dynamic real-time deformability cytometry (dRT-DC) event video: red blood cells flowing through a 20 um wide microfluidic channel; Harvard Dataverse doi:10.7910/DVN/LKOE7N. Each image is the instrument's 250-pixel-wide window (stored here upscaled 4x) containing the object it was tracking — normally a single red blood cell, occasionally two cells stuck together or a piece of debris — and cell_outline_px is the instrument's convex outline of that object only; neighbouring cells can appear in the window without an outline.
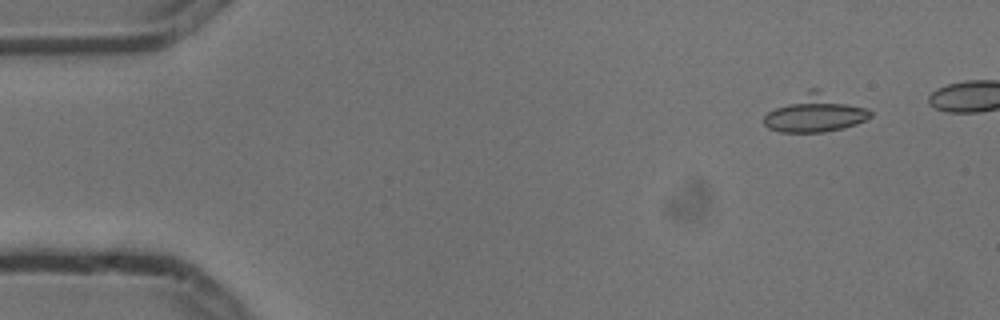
{"species": "common noctule bat (a hibernating species)", "species_latin": "Nyctalus noctula", "temperature_condition": "cold", "stored_images_in_passage": 7, "camera_frame_rate_fps": 3000, "um_per_image_px": 0.085, "animal": {"sex": "male", "body_mass_g": 13.3}, "frame": {"image": 1, "passage_image": 1, "time_ms": 0.0, "image_size_px": [1000, 320], "cell_outline_px": [[872, 116], [856, 124], [824, 132], [780, 132], [768, 128], [764, 124], [764, 116], [768, 112], [808, 88], [816, 88], [868, 108], [872, 112]], "centroid_in_image_um": [69.3, 9.62], "position_along_channel_um": 15.7, "area_um2": 23.06}}
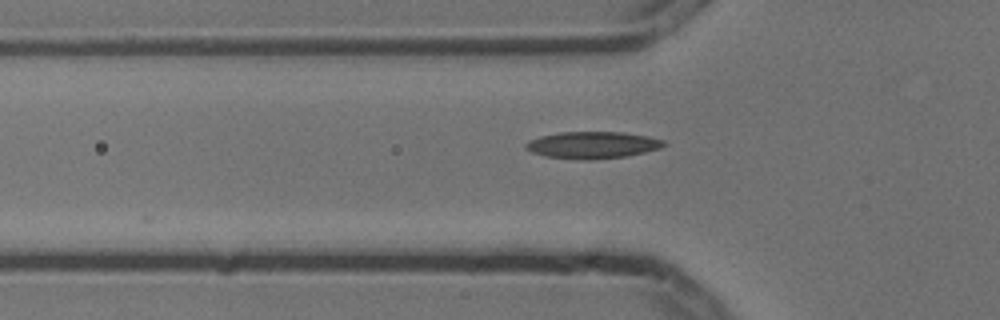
{"frame": {"image": 2, "passage_image": 7, "time_ms": 2.0, "image_size_px": [1000, 320], "cell_outline_px": [[668, 144], [660, 148], [644, 152], [624, 156], [592, 160], [580, 160], [544, 156], [532, 152], [524, 148], [524, 144], [528, 140], [540, 136], [560, 132], [620, 132], [648, 136], [664, 140]], "centroid_in_image_um": [50.33, 12.33], "position_along_channel_um": 75.5, "area_um2": 21.73}}